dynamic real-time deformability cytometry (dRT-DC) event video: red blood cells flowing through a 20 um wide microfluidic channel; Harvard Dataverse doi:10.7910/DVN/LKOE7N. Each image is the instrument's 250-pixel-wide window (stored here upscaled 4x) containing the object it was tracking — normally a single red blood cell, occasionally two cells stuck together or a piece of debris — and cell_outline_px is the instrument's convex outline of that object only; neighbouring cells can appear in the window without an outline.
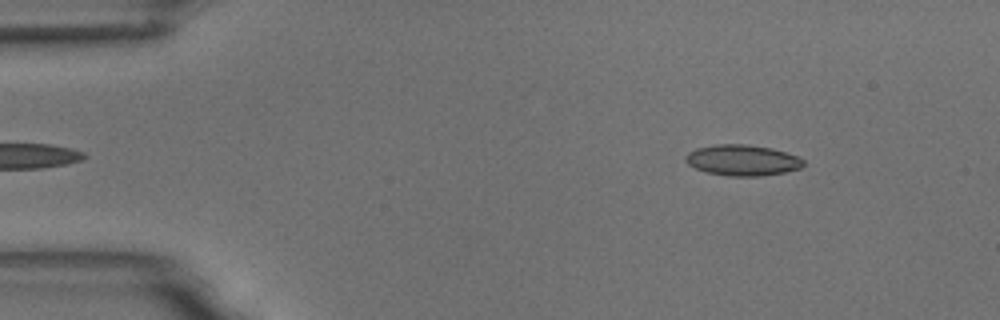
{"species": "common noctule bat (a hibernating species)", "species_latin": "Nyctalus noctula", "temperature_condition": "room temperature", "stored_images_in_passage": 51, "camera_frame_rate_fps": 3000, "um_per_image_px": 0.085, "animal": {"sex": "male", "body_mass_g": 18.8}, "frame": {"image": 1, "passage_image": 3, "time_ms": 0.667, "image_size_px": [1000, 320], "cell_outline_px": [[804, 164], [800, 168], [784, 172], [760, 176], [728, 176], [704, 172], [688, 164], [684, 160], [684, 156], [688, 152], [696, 148], [716, 144], [748, 144], [772, 148], [796, 156], [804, 160]], "centroid_in_image_um": [63.06, 13.61], "position_along_channel_um": 21.9, "area_um2": 21.27}}
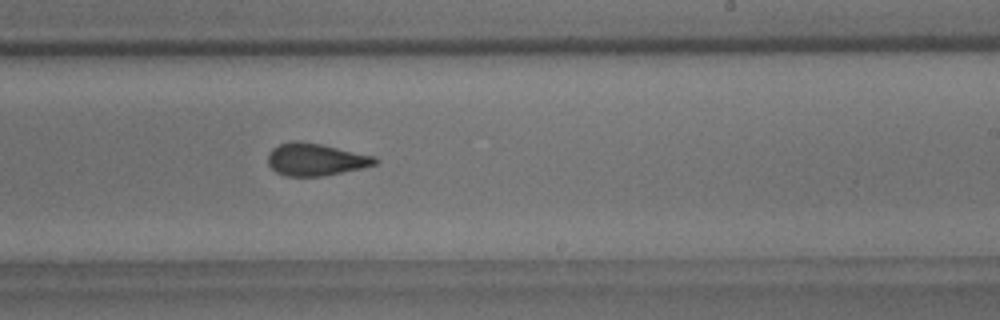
{"frame": {"image": 2, "passage_image": 29, "time_ms": 9.333, "image_size_px": [1000, 320], "cell_outline_px": [[380, 160], [376, 164], [360, 168], [324, 176], [284, 176], [276, 172], [268, 164], [268, 152], [272, 148], [280, 144], [292, 140], [300, 140], [320, 144], [376, 156]], "centroid_in_image_um": [26.81, 13.55], "position_along_channel_um": 262.2, "area_um2": 20.29}}
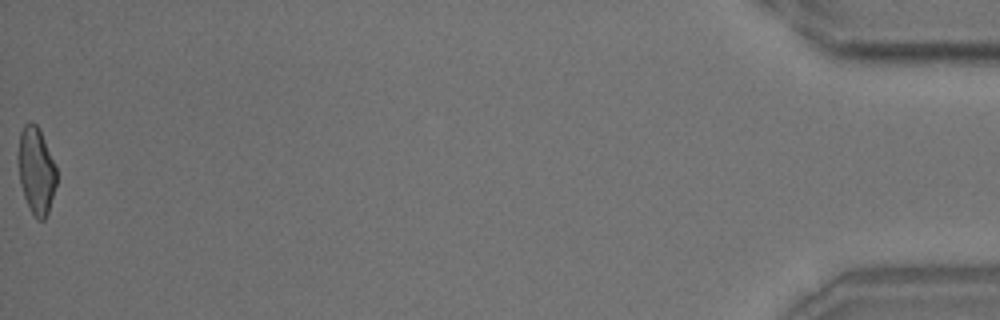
{"frame": {"image": 3, "passage_image": 51, "time_ms": 16.667, "image_size_px": [1000, 320], "cell_outline_px": [[56, 184], [48, 212], [44, 220], [36, 220], [24, 196], [20, 184], [16, 160], [16, 156], [20, 132], [24, 124], [28, 120], [32, 120], [40, 128], [56, 164]], "centroid_in_image_um": [3.05, 14.42], "position_along_channel_um": 432.1, "area_um2": 20.0}, "authors_computed_cell_mechanics": {"area_um2": 20.519, "velocity_mm_per_s": 3.6779, "shape_relaxation_time_tau1_ms": null, "shape_relaxation_time_tau2_ms": 1.947, "deformation_change_tau1": null, "deformation_change_tau2": 0.0931}}